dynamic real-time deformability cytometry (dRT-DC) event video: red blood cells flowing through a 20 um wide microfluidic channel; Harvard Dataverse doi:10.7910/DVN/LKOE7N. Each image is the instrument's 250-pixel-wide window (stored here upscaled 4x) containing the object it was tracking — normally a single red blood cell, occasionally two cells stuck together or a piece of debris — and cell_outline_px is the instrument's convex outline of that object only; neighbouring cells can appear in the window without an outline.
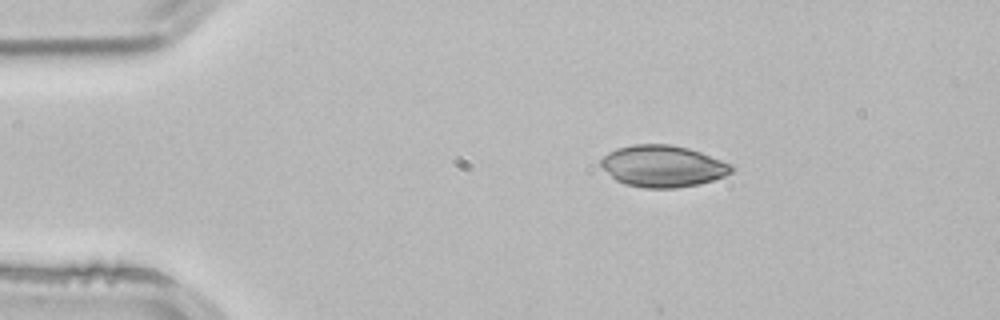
{"species": "common noctule bat (a hibernating species)", "species_latin": "Nyctalus noctula", "temperature_condition": "room temperature", "stored_images_in_passage": 4, "camera_frame_rate_fps": 3000, "um_per_image_px": 0.085, "animal": {"sex": "male", "body_mass_g": 21.5, "forearm_length_mm": 52.0}, "frame": {"image": 1, "passage_image": 4, "time_ms": 1.0, "image_size_px": [1000, 320], "cell_outline_px": [[736, 168], [732, 172], [724, 176], [700, 184], [676, 188], [644, 188], [624, 184], [616, 180], [600, 164], [600, 160], [608, 152], [616, 148], [632, 144], [668, 144], [688, 148], [700, 152], [732, 164]], "centroid_in_image_um": [56.35, 14.12], "position_along_channel_um": 28.7, "area_um2": 31.73}}